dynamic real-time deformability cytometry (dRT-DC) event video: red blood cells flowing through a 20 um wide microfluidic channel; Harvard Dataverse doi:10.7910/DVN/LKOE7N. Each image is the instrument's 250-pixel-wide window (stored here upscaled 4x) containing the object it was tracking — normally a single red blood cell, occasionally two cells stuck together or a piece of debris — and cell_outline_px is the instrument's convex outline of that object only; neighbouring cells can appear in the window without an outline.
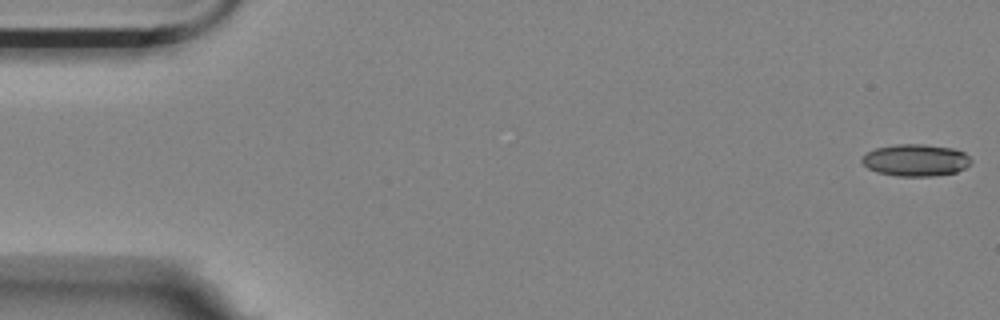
{"species": "Egyptian fruit bat (a non-hibernating species)", "species_latin": "Rousettus aegyptiacus", "temperature_condition": "room temperature", "stored_images_in_passage": 57, "camera_frame_rate_fps": 3000, "um_per_image_px": 0.085, "animal": {"sex": "female"}, "frame": {"image": 1, "passage_image": 1, "time_ms": 0.0, "image_size_px": [1000, 320], "cell_outline_px": [[972, 160], [964, 168], [956, 172], [936, 176], [896, 176], [876, 172], [868, 168], [860, 160], [868, 152], [876, 148], [896, 144], [924, 144], [956, 148], [964, 152]], "centroid_in_image_um": [77.84, 13.61], "position_along_channel_um": 7.2, "area_um2": 20.4}}
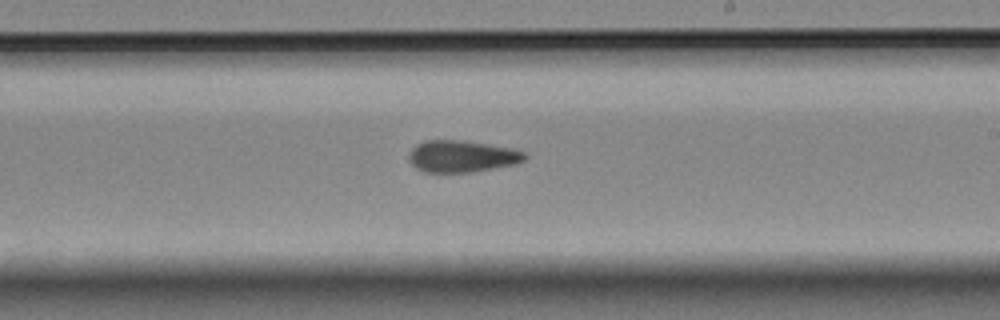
{"frame": {"image": 2, "passage_image": 33, "time_ms": 10.667, "image_size_px": [1000, 320], "cell_outline_px": [[528, 156], [524, 160], [516, 164], [472, 172], [424, 172], [416, 168], [408, 160], [408, 152], [416, 144], [424, 140], [460, 140], [512, 148], [524, 152]], "centroid_in_image_um": [39.23, 13.28], "position_along_channel_um": 249.8, "area_um2": 21.56}}
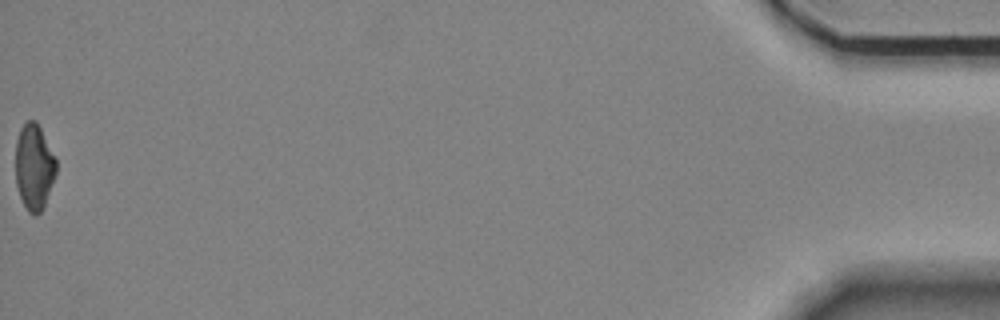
{"frame": {"image": 3, "passage_image": 57, "time_ms": 18.667, "image_size_px": [1000, 320], "cell_outline_px": [[56, 172], [44, 208], [36, 216], [28, 212], [20, 196], [16, 184], [16, 140], [20, 128], [28, 120], [36, 120], [56, 160]], "centroid_in_image_um": [2.89, 14.21], "position_along_channel_um": 432.3, "area_um2": 20.17}, "authors_computed_cell_mechanics": {"area_um2": 21.2126, "velocity_mm_per_s": 3.5226, "shape_relaxation_time_tau1_ms": null, "shape_relaxation_time_tau2_ms": 3.7537, "deformation_change_tau1": null, "deformation_change_tau2": 0.1047}}